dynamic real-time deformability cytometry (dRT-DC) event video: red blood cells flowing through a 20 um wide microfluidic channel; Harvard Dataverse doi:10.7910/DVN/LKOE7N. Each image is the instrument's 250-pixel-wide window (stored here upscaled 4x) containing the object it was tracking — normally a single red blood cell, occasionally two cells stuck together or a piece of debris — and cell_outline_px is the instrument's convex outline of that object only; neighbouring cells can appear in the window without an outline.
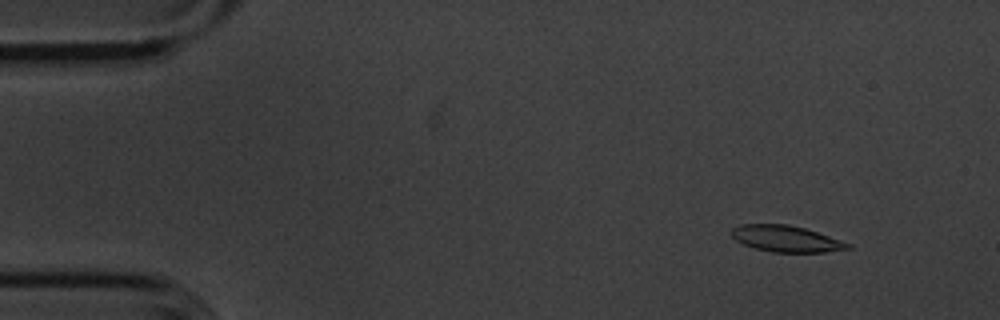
{"species": "common noctule bat (a hibernating species)", "species_latin": "Nyctalus noctula", "temperature_condition": "cold", "stored_images_in_passage": 15, "camera_frame_rate_fps": 3000, "um_per_image_px": 0.085, "animal": {"sex": "male", "body_mass_g": 20.1, "forearm_length_mm": 53.5}, "frame": {"image": 1, "passage_image": 5, "time_ms": 1.333, "image_size_px": [1000, 320], "cell_outline_px": [[852, 248], [824, 252], [772, 252], [756, 248], [744, 244], [736, 240], [732, 236], [732, 228], [740, 224], [788, 224], [804, 228], [852, 244]], "centroid_in_image_um": [66.82, 20.29], "position_along_channel_um": 18.2, "area_um2": 17.63}}